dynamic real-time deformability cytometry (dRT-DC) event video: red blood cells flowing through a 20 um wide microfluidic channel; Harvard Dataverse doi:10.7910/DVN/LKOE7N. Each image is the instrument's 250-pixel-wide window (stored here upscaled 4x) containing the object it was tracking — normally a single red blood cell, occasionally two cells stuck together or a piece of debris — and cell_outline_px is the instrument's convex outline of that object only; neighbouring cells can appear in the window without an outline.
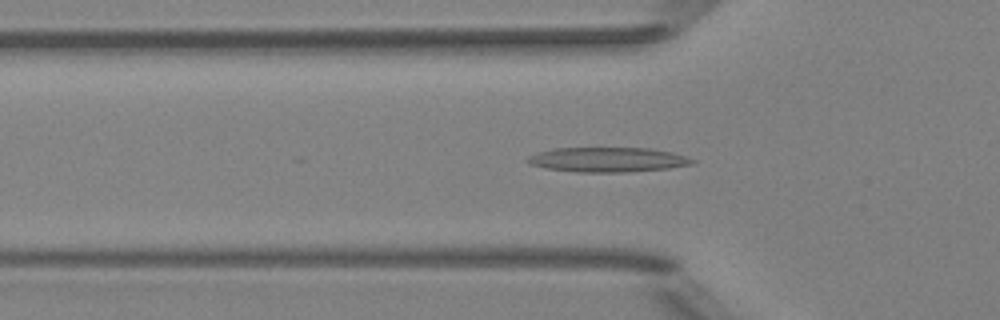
{"species": "Egyptian fruit bat (a non-hibernating species)", "species_latin": "Rousettus aegyptiacus", "temperature_condition": "room temperature", "stored_images_in_passage": 51, "camera_frame_rate_fps": 3000, "um_per_image_px": 0.085, "animal": {"sex": "female"}, "frame": {"image": 1, "passage_image": 17, "time_ms": 5.333, "image_size_px": [1000, 320], "cell_outline_px": [[696, 164], [668, 168], [624, 172], [576, 172], [548, 168], [528, 164], [524, 160], [528, 156], [552, 148], [648, 148], [672, 152], [696, 160]], "centroid_in_image_um": [51.65, 13.57], "position_along_channel_um": 74.2, "area_um2": 23.7}}
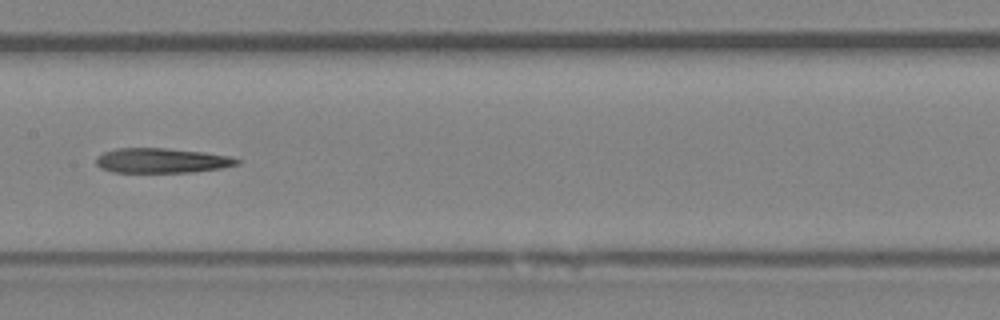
{"frame": {"image": 2, "passage_image": 26, "time_ms": 8.333, "image_size_px": [1000, 320], "cell_outline_px": [[240, 164], [220, 168], [192, 172], [112, 172], [100, 168], [96, 164], [96, 156], [104, 152], [116, 148], [168, 148], [204, 152], [228, 156], [240, 160]], "centroid_in_image_um": [13.71, 13.64], "position_along_channel_um": 193.7, "area_um2": 20.4}}
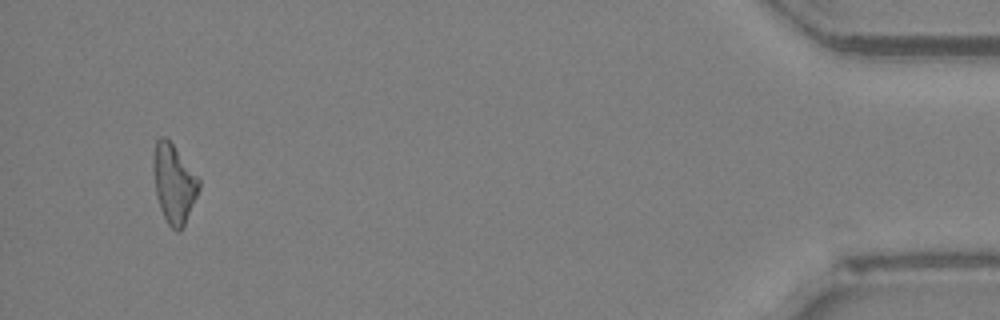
{"frame": {"image": 3, "passage_image": 49, "time_ms": 16.0, "image_size_px": [1000, 320], "cell_outline_px": [[200, 188], [184, 224], [180, 232], [176, 232], [168, 224], [160, 208], [156, 196], [152, 168], [152, 164], [156, 140], [160, 136], [164, 136], [172, 144], [200, 176]], "centroid_in_image_um": [14.78, 15.58], "position_along_channel_um": 420.4, "area_um2": 21.1}}